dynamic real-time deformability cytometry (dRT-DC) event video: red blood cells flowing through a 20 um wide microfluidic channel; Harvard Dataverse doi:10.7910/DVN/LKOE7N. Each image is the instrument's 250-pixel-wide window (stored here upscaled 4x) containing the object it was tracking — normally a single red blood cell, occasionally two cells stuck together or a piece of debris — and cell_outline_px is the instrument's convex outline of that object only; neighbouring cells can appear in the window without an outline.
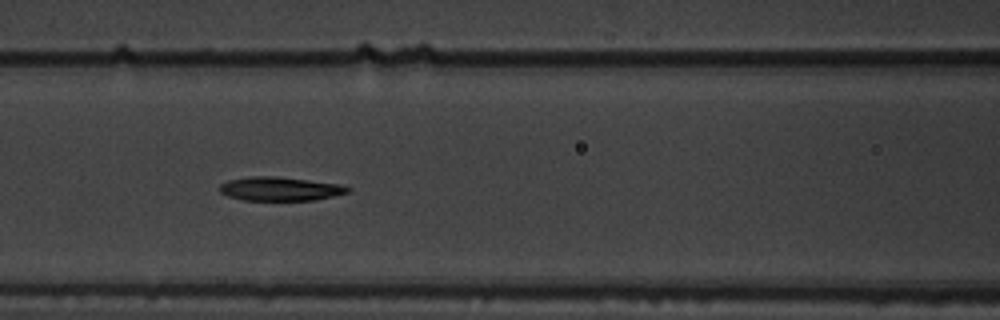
{"species": "common noctule bat (a hibernating species)", "species_latin": "Nyctalus noctula", "temperature_condition": "warm", "stored_images_in_passage": 11, "camera_frame_rate_fps": 3000, "um_per_image_px": 0.085, "animal": {"sex": "male", "body_mass_g": 19.5, "forearm_length_mm": 54.6}, "frame": {"image": 1, "passage_image": 7, "time_ms": 2.0, "image_size_px": [1000, 320], "cell_outline_px": [[352, 188], [348, 192], [316, 200], [244, 200], [228, 196], [220, 192], [220, 184], [228, 180], [248, 176], [280, 176], [336, 184]], "centroid_in_image_um": [23.76, 16.04], "position_along_channel_um": 142.8, "area_um2": 17.69}}
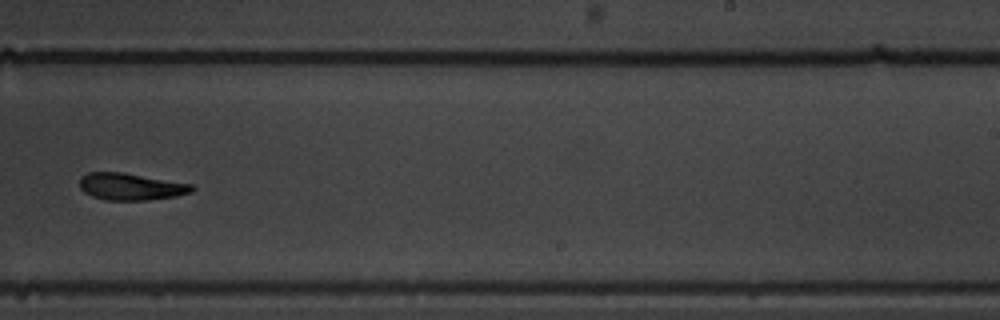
{"frame": {"image": 2, "passage_image": 10, "time_ms": 3.0, "image_size_px": [1000, 320], "cell_outline_px": [[196, 188], [192, 192], [176, 196], [148, 200], [104, 200], [92, 196], [84, 192], [80, 188], [80, 176], [88, 172], [124, 172], [192, 184]], "centroid_in_image_um": [11.12, 15.86], "position_along_channel_um": 277.9, "area_um2": 17.8}}
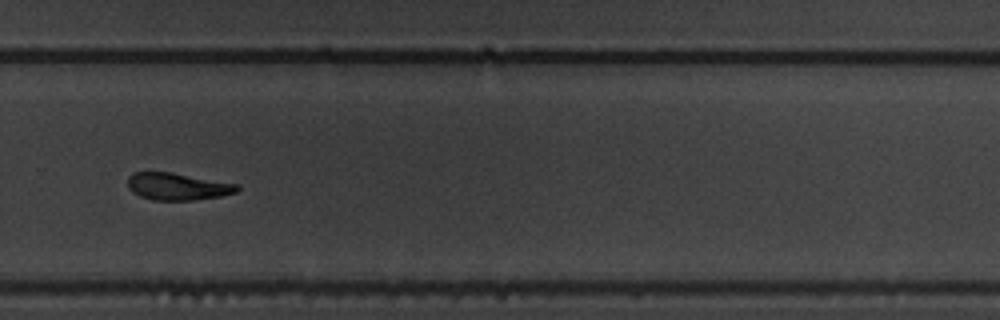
{"frame": {"image": 3, "passage_image": 11, "time_ms": 3.333, "image_size_px": [1000, 320], "cell_outline_px": [[240, 188], [236, 192], [220, 196], [192, 200], [152, 200], [140, 196], [132, 192], [128, 188], [128, 176], [132, 172], [172, 172], [240, 184]], "centroid_in_image_um": [15.09, 15.84], "position_along_channel_um": 314.7, "area_um2": 17.46}}